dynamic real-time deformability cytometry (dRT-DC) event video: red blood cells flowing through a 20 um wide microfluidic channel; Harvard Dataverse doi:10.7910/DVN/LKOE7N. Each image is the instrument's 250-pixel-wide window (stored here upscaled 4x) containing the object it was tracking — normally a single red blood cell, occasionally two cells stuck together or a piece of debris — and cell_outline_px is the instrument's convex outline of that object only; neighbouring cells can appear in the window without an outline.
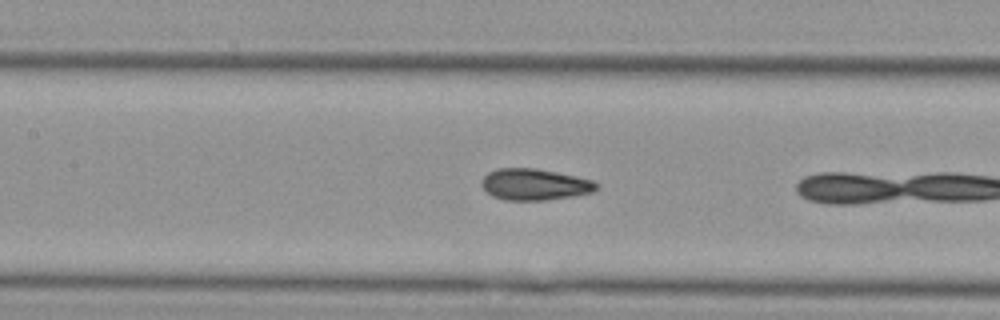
{"species": "Egyptian fruit bat (a non-hibernating species)", "species_latin": "Rousettus aegyptiacus", "temperature_condition": "cold", "stored_images_in_passage": 14, "camera_frame_rate_fps": 3000, "um_per_image_px": 0.085, "animal": {"sex": "female"}, "frame": {"image": 1, "passage_image": 12, "time_ms": 3.667, "image_size_px": [1000, 320], "cell_outline_px": [[600, 184], [592, 192], [572, 196], [544, 200], [504, 200], [492, 196], [480, 184], [480, 180], [488, 172], [496, 168], [536, 168], [576, 176], [592, 180]], "centroid_in_image_um": [45.41, 15.67], "position_along_channel_um": 162.0, "area_um2": 21.04}}